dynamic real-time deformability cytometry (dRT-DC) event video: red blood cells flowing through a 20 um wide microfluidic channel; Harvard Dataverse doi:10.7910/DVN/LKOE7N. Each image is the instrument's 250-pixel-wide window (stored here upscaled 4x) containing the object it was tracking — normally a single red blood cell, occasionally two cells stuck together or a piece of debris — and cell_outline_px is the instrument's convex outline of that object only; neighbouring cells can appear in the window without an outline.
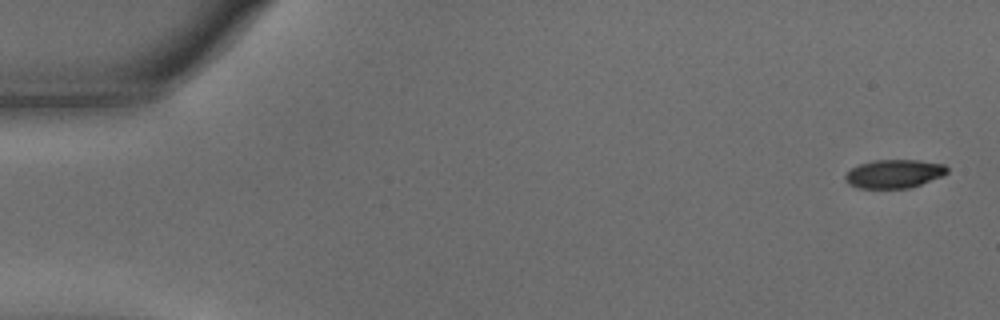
{"species": "common noctule bat (a hibernating species)", "species_latin": "Nyctalus noctula", "temperature_condition": "warm", "stored_images_in_passage": 56, "camera_frame_rate_fps": 3000, "um_per_image_px": 0.085, "animal": {"sex": "male", "body_mass_g": 15.6}, "frame": {"image": 1, "passage_image": 1, "time_ms": 0.0, "image_size_px": [1000, 320], "cell_outline_px": [[948, 172], [944, 176], [908, 188], [856, 188], [848, 184], [844, 180], [844, 176], [852, 168], [860, 164], [876, 160], [920, 160], [944, 164], [948, 168]], "centroid_in_image_um": [76.01, 14.77], "position_along_channel_um": 9.0, "area_um2": 16.99}}
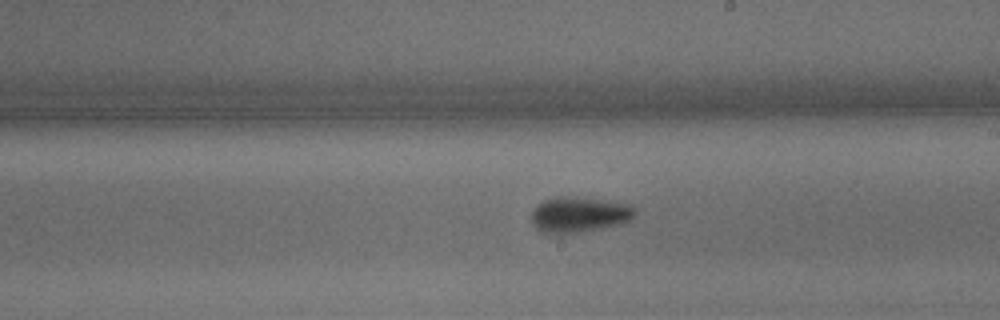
{"frame": {"image": 2, "passage_image": 32, "time_ms": 10.333, "image_size_px": [1000, 320], "cell_outline_px": [[636, 212], [628, 220], [620, 224], [580, 232], [556, 236], [544, 232], [536, 228], [532, 224], [532, 208], [544, 200], [560, 196], [568, 196], [632, 204], [636, 208]], "centroid_in_image_um": [49.18, 18.26], "position_along_channel_um": 239.8, "area_um2": 21.56}}
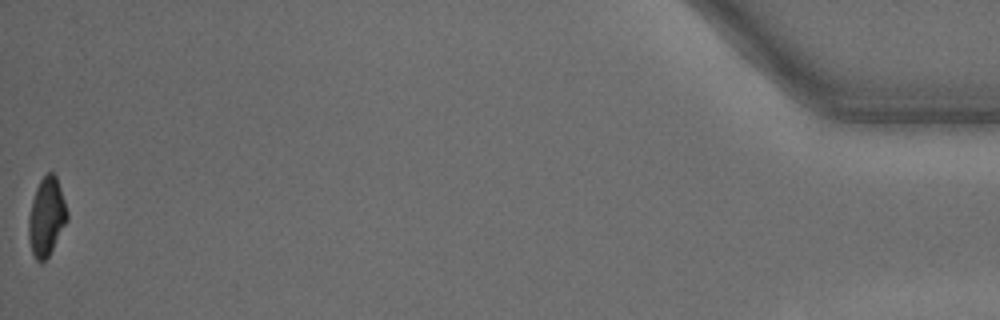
{"frame": {"image": 3, "passage_image": 56, "time_ms": 18.333, "image_size_px": [1000, 320], "cell_outline_px": [[68, 220], [48, 256], [40, 264], [36, 260], [32, 252], [28, 240], [28, 216], [32, 200], [36, 188], [40, 180], [48, 172], [52, 172], [56, 176], [68, 212]], "centroid_in_image_um": [3.94, 18.44], "position_along_channel_um": 431.3, "area_um2": 17.57}, "authors_computed_cell_mechanics": {"area_um2": 18.8428, "velocity_mm_per_s": 3.5851, "shape_relaxation_time_tau1_ms": 3.1333, "shape_relaxation_time_tau2_ms": 3.5808, "deformation_change_tau1": 0.1615, "deformation_change_tau2": 0.0816}}